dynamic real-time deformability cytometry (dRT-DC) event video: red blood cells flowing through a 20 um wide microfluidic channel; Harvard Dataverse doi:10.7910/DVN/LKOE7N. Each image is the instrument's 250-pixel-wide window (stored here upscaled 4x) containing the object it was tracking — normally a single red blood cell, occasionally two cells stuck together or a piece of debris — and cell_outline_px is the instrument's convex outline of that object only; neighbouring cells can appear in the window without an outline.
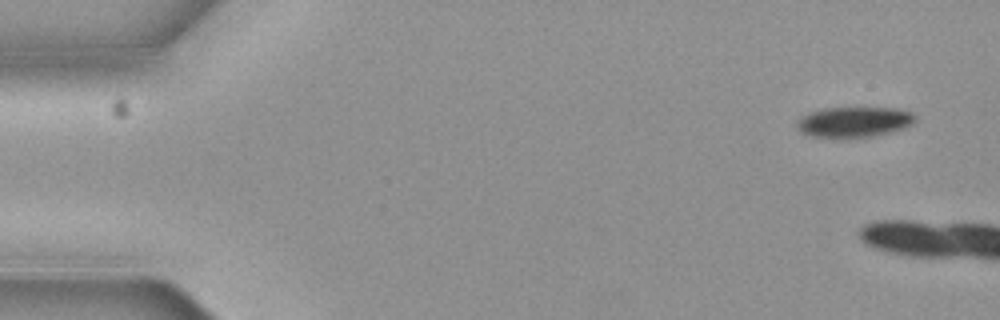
{"species": "common noctule bat (a hibernating species)", "species_latin": "Nyctalus noctula", "temperature_condition": "cold", "stored_images_in_passage": 2, "camera_frame_rate_fps": 3000, "um_per_image_px": 0.085, "animal": {"sex": "female", "body_mass_g": 19.3, "forearm_length_mm": 54.1}, "frame": {"image": 1, "passage_image": 1, "time_ms": 0.0, "image_size_px": [1000, 320], "cell_outline_px": [[916, 120], [912, 124], [904, 128], [872, 136], [812, 136], [800, 132], [796, 128], [796, 124], [800, 116], [808, 112], [824, 108], [900, 108], [912, 112], [916, 116]], "centroid_in_image_um": [72.6, 10.33], "position_along_channel_um": 12.4, "area_um2": 20.75}}